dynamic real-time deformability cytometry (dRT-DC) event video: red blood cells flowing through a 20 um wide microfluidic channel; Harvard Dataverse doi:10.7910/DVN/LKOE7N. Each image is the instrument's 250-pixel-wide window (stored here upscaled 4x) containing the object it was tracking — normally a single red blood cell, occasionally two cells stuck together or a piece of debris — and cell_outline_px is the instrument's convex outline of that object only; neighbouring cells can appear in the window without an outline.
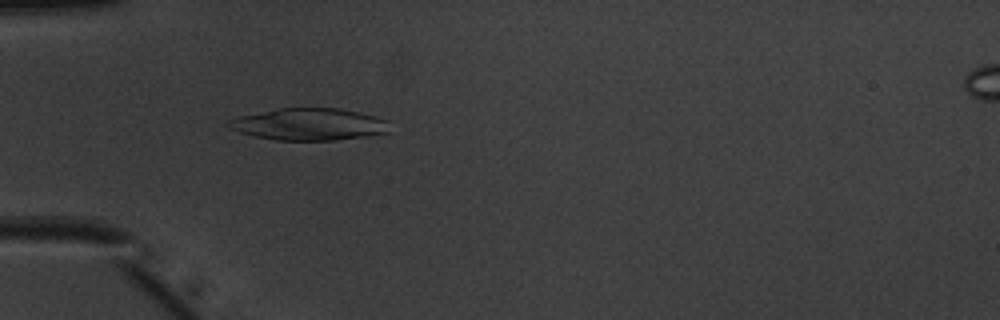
{"species": "common noctule bat (a hibernating species)", "species_latin": "Nyctalus noctula", "temperature_condition": "warm", "stored_images_in_passage": 51, "camera_frame_rate_fps": 3000, "um_per_image_px": 0.085, "animal": {"sex": "male", "body_mass_g": 20.1, "forearm_length_mm": 53.5}, "frame": {"image": 1, "passage_image": 16, "time_ms": 5.0, "image_size_px": [1000, 320], "cell_outline_px": [[388, 132], [364, 136], [332, 140], [276, 140], [256, 136], [240, 132], [228, 128], [224, 124], [228, 120], [236, 116], [280, 108], [340, 108], [376, 116], [388, 120]], "centroid_in_image_um": [26.21, 10.55], "position_along_channel_um": 58.8, "area_um2": 30.0}}
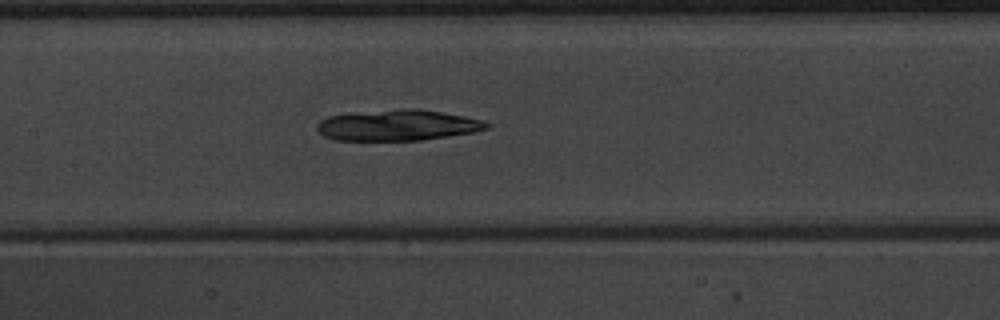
{"frame": {"image": 2, "passage_image": 25, "time_ms": 8.0, "image_size_px": [1000, 320], "cell_outline_px": [[492, 124], [488, 128], [472, 132], [448, 136], [420, 140], [336, 140], [324, 136], [316, 128], [316, 124], [320, 120], [328, 116], [348, 112], [400, 108], [416, 108], [464, 116], [480, 120]], "centroid_in_image_um": [33.74, 10.62], "position_along_channel_um": 173.7, "area_um2": 30.69}}
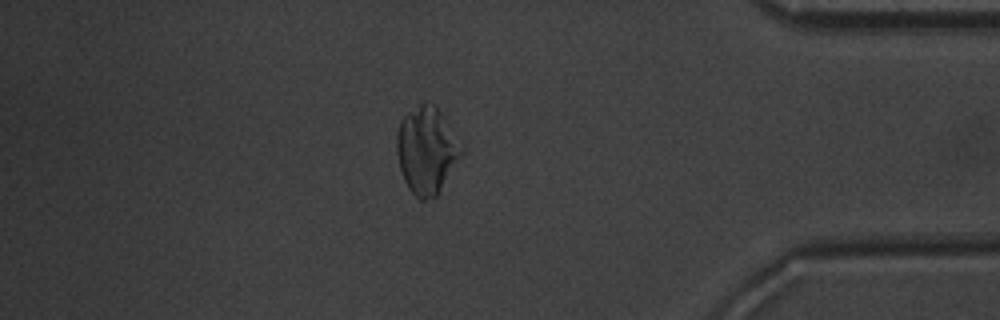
{"frame": {"image": 3, "passage_image": 44, "time_ms": 14.333, "image_size_px": [1000, 320], "cell_outline_px": [[464, 152], [436, 196], [424, 200], [420, 200], [408, 188], [404, 180], [400, 168], [396, 152], [396, 136], [400, 120], [408, 112], [420, 104], [436, 104], [464, 148]], "centroid_in_image_um": [36.26, 12.77], "position_along_channel_um": 398.9, "area_um2": 32.66}}